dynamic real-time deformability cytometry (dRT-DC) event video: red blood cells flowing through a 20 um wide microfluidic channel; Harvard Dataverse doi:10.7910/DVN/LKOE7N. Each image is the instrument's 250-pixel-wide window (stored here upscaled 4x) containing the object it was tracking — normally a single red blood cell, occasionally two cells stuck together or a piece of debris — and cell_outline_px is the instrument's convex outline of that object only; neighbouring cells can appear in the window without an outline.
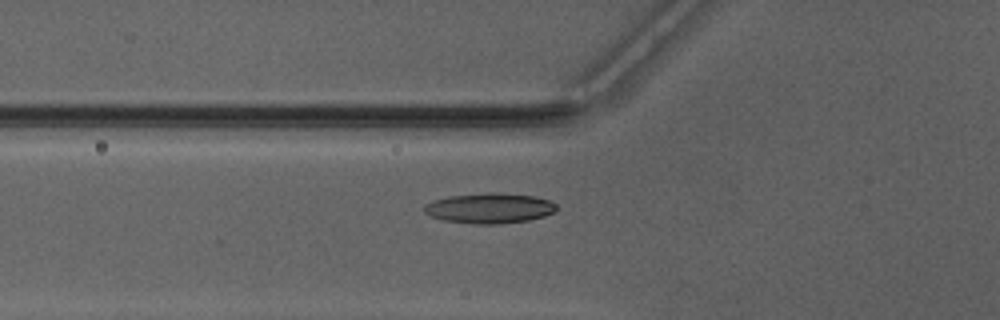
{"species": "Egyptian fruit bat (a non-hibernating species)", "species_latin": "Rousettus aegyptiacus", "temperature_condition": "warm", "stored_images_in_passage": 29, "camera_frame_rate_fps": 3000, "um_per_image_px": 0.085, "animal": {"sex": "male"}, "frame": {"image": 1, "passage_image": 4, "time_ms": 1.0, "image_size_px": [1000, 320], "cell_outline_px": [[556, 208], [552, 212], [544, 216], [528, 220], [500, 224], [472, 224], [444, 220], [432, 216], [424, 212], [424, 204], [432, 200], [448, 196], [488, 192], [536, 196], [548, 200], [556, 204]], "centroid_in_image_um": [41.57, 17.69], "position_along_channel_um": 84.2, "area_um2": 23.29}}
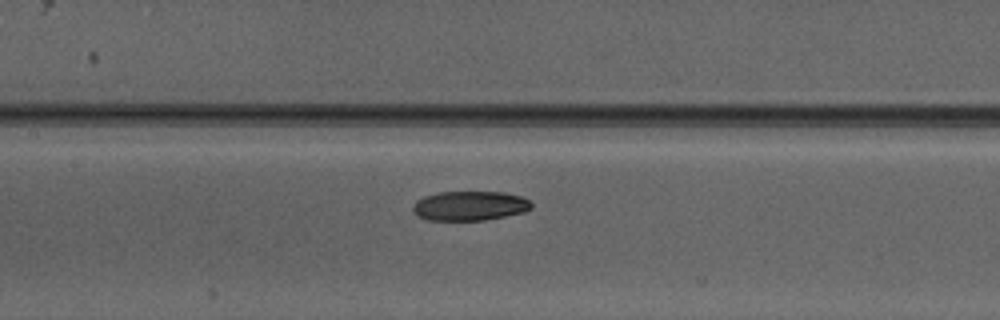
{"frame": {"image": 2, "passage_image": 10, "time_ms": 3.0, "image_size_px": [1000, 320], "cell_outline_px": [[532, 208], [524, 212], [484, 220], [428, 220], [416, 216], [412, 208], [416, 200], [424, 196], [440, 192], [504, 192], [524, 196], [532, 204]], "centroid_in_image_um": [39.93, 17.49], "position_along_channel_um": 167.5, "area_um2": 20.46}}
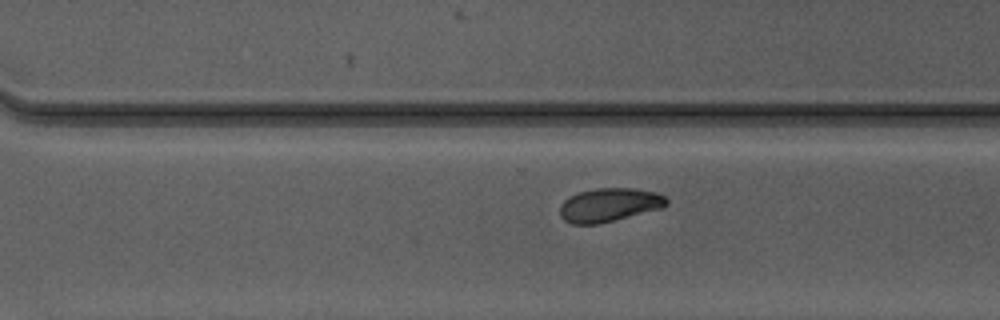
{"frame": {"image": 3, "passage_image": 21, "time_ms": 6.667, "image_size_px": [1000, 320], "cell_outline_px": [[668, 204], [664, 208], [600, 224], [572, 224], [564, 220], [560, 216], [560, 204], [568, 196], [580, 192], [596, 188], [632, 188], [656, 192], [664, 196], [668, 200]], "centroid_in_image_um": [51.79, 17.42], "position_along_channel_um": 318.8, "area_um2": 21.15}, "authors_computed_cell_mechanics": {"area_um2": 20.9236, "velocity_mm_per_s": 4.1382, "shape_relaxation_time_tau1_ms": null, "shape_relaxation_time_tau2_ms": 8.5134, "deformation_change_tau1": null, "deformation_change_tau2": 0.1144}}